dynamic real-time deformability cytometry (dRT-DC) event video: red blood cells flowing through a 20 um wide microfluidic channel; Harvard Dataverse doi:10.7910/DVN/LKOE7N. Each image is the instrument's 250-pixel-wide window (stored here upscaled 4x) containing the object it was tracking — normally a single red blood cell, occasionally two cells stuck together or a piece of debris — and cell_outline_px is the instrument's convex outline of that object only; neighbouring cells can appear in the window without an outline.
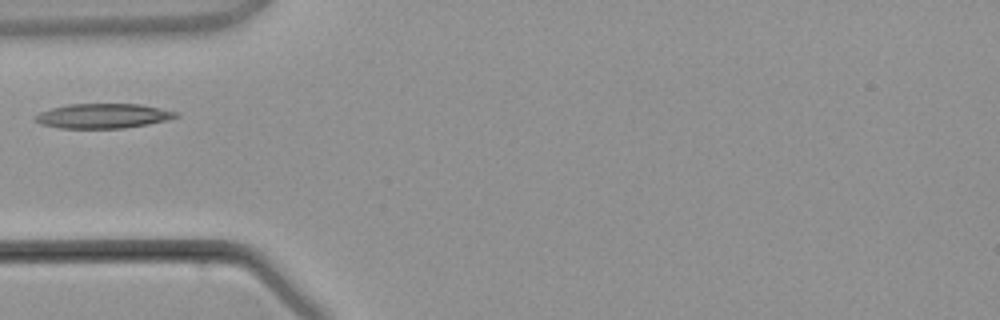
{"species": "common noctule bat (a hibernating species)", "species_latin": "Nyctalus noctula", "temperature_condition": "warm", "stored_images_in_passage": 2, "camera_frame_rate_fps": 3000, "um_per_image_px": 0.085, "animal": {"sex": "male", "body_mass_g": 21.5, "forearm_length_mm": 52.0}, "frame": {"image": 1, "passage_image": 2, "time_ms": 1.0, "image_size_px": [1000, 320], "cell_outline_px": [[180, 116], [168, 120], [148, 124], [124, 128], [60, 128], [40, 124], [32, 120], [40, 112], [52, 108], [68, 104], [140, 104], [180, 112]], "centroid_in_image_um": [8.78, 9.85], "position_along_channel_um": 76.2, "area_um2": 20.35}}